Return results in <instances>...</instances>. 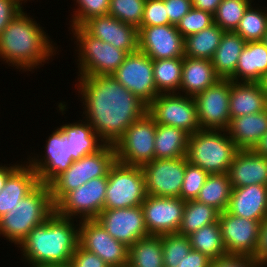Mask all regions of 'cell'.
<instances>
[{
	"label": "cell",
	"instance_id": "6da1fadb",
	"mask_svg": "<svg viewBox=\"0 0 267 267\" xmlns=\"http://www.w3.org/2000/svg\"><path fill=\"white\" fill-rule=\"evenodd\" d=\"M75 85L83 115L101 139L114 145L125 130L141 118L148 106L113 75L77 77Z\"/></svg>",
	"mask_w": 267,
	"mask_h": 267
},
{
	"label": "cell",
	"instance_id": "7a4b0ae2",
	"mask_svg": "<svg viewBox=\"0 0 267 267\" xmlns=\"http://www.w3.org/2000/svg\"><path fill=\"white\" fill-rule=\"evenodd\" d=\"M77 219L59 216L54 212L44 223L34 227L16 247L28 267L69 264L79 245Z\"/></svg>",
	"mask_w": 267,
	"mask_h": 267
},
{
	"label": "cell",
	"instance_id": "3957f363",
	"mask_svg": "<svg viewBox=\"0 0 267 267\" xmlns=\"http://www.w3.org/2000/svg\"><path fill=\"white\" fill-rule=\"evenodd\" d=\"M51 40L44 27L23 9L0 35L1 61L19 71H34L56 55L57 44Z\"/></svg>",
	"mask_w": 267,
	"mask_h": 267
},
{
	"label": "cell",
	"instance_id": "277c9868",
	"mask_svg": "<svg viewBox=\"0 0 267 267\" xmlns=\"http://www.w3.org/2000/svg\"><path fill=\"white\" fill-rule=\"evenodd\" d=\"M54 212L50 186L39 183L0 218V236L18 246L34 227L44 223Z\"/></svg>",
	"mask_w": 267,
	"mask_h": 267
},
{
	"label": "cell",
	"instance_id": "5b68a950",
	"mask_svg": "<svg viewBox=\"0 0 267 267\" xmlns=\"http://www.w3.org/2000/svg\"><path fill=\"white\" fill-rule=\"evenodd\" d=\"M239 151L226 130H198L189 135L186 158L208 174L228 173Z\"/></svg>",
	"mask_w": 267,
	"mask_h": 267
},
{
	"label": "cell",
	"instance_id": "8992f818",
	"mask_svg": "<svg viewBox=\"0 0 267 267\" xmlns=\"http://www.w3.org/2000/svg\"><path fill=\"white\" fill-rule=\"evenodd\" d=\"M76 40L78 76L112 75L123 63L128 52L91 36L82 26L69 27ZM80 73V74H79Z\"/></svg>",
	"mask_w": 267,
	"mask_h": 267
},
{
	"label": "cell",
	"instance_id": "52a82bcc",
	"mask_svg": "<svg viewBox=\"0 0 267 267\" xmlns=\"http://www.w3.org/2000/svg\"><path fill=\"white\" fill-rule=\"evenodd\" d=\"M115 162V147L110 144H106L94 154L74 161L68 170L62 172L49 184L53 205L55 206L68 192L78 189L86 182L94 178L106 177Z\"/></svg>",
	"mask_w": 267,
	"mask_h": 267
},
{
	"label": "cell",
	"instance_id": "ba28073f",
	"mask_svg": "<svg viewBox=\"0 0 267 267\" xmlns=\"http://www.w3.org/2000/svg\"><path fill=\"white\" fill-rule=\"evenodd\" d=\"M104 210L140 206L147 194L142 167L116 161L107 175Z\"/></svg>",
	"mask_w": 267,
	"mask_h": 267
},
{
	"label": "cell",
	"instance_id": "9c48e42d",
	"mask_svg": "<svg viewBox=\"0 0 267 267\" xmlns=\"http://www.w3.org/2000/svg\"><path fill=\"white\" fill-rule=\"evenodd\" d=\"M156 126L157 123L148 112L133 122L114 144L116 161L142 167L154 160Z\"/></svg>",
	"mask_w": 267,
	"mask_h": 267
},
{
	"label": "cell",
	"instance_id": "30bf717a",
	"mask_svg": "<svg viewBox=\"0 0 267 267\" xmlns=\"http://www.w3.org/2000/svg\"><path fill=\"white\" fill-rule=\"evenodd\" d=\"M147 112L157 124L180 128L189 135L200 130L194 97L180 93L159 94Z\"/></svg>",
	"mask_w": 267,
	"mask_h": 267
},
{
	"label": "cell",
	"instance_id": "8fae6325",
	"mask_svg": "<svg viewBox=\"0 0 267 267\" xmlns=\"http://www.w3.org/2000/svg\"><path fill=\"white\" fill-rule=\"evenodd\" d=\"M107 184V176L86 182L78 189L68 192L55 205V212L66 218L95 219L104 210Z\"/></svg>",
	"mask_w": 267,
	"mask_h": 267
},
{
	"label": "cell",
	"instance_id": "7c38bea8",
	"mask_svg": "<svg viewBox=\"0 0 267 267\" xmlns=\"http://www.w3.org/2000/svg\"><path fill=\"white\" fill-rule=\"evenodd\" d=\"M112 75L147 106L160 94L154 80L153 60L139 50L129 53Z\"/></svg>",
	"mask_w": 267,
	"mask_h": 267
},
{
	"label": "cell",
	"instance_id": "4fadbf2b",
	"mask_svg": "<svg viewBox=\"0 0 267 267\" xmlns=\"http://www.w3.org/2000/svg\"><path fill=\"white\" fill-rule=\"evenodd\" d=\"M45 144L44 156H29L28 161L24 162L34 169L39 183L49 185L58 175L68 170L74 160L67 134L60 127L52 131Z\"/></svg>",
	"mask_w": 267,
	"mask_h": 267
},
{
	"label": "cell",
	"instance_id": "5bb4252c",
	"mask_svg": "<svg viewBox=\"0 0 267 267\" xmlns=\"http://www.w3.org/2000/svg\"><path fill=\"white\" fill-rule=\"evenodd\" d=\"M146 194L157 197H179L186 170V156L154 159L142 166Z\"/></svg>",
	"mask_w": 267,
	"mask_h": 267
},
{
	"label": "cell",
	"instance_id": "9a60e30c",
	"mask_svg": "<svg viewBox=\"0 0 267 267\" xmlns=\"http://www.w3.org/2000/svg\"><path fill=\"white\" fill-rule=\"evenodd\" d=\"M202 130H226L230 122V79H220L194 96Z\"/></svg>",
	"mask_w": 267,
	"mask_h": 267
},
{
	"label": "cell",
	"instance_id": "2e32d148",
	"mask_svg": "<svg viewBox=\"0 0 267 267\" xmlns=\"http://www.w3.org/2000/svg\"><path fill=\"white\" fill-rule=\"evenodd\" d=\"M79 245L98 255L109 267L128 264L129 247L112 238L96 219L79 220Z\"/></svg>",
	"mask_w": 267,
	"mask_h": 267
},
{
	"label": "cell",
	"instance_id": "e0dca14e",
	"mask_svg": "<svg viewBox=\"0 0 267 267\" xmlns=\"http://www.w3.org/2000/svg\"><path fill=\"white\" fill-rule=\"evenodd\" d=\"M185 203L179 197L147 195L141 207L149 235L178 233Z\"/></svg>",
	"mask_w": 267,
	"mask_h": 267
},
{
	"label": "cell",
	"instance_id": "ac0fdd59",
	"mask_svg": "<svg viewBox=\"0 0 267 267\" xmlns=\"http://www.w3.org/2000/svg\"><path fill=\"white\" fill-rule=\"evenodd\" d=\"M109 235L127 247L137 240L150 236L140 206L101 211L95 218Z\"/></svg>",
	"mask_w": 267,
	"mask_h": 267
},
{
	"label": "cell",
	"instance_id": "d6986e66",
	"mask_svg": "<svg viewBox=\"0 0 267 267\" xmlns=\"http://www.w3.org/2000/svg\"><path fill=\"white\" fill-rule=\"evenodd\" d=\"M138 50L152 60L184 57V38L172 24L138 27Z\"/></svg>",
	"mask_w": 267,
	"mask_h": 267
},
{
	"label": "cell",
	"instance_id": "ffe728a7",
	"mask_svg": "<svg viewBox=\"0 0 267 267\" xmlns=\"http://www.w3.org/2000/svg\"><path fill=\"white\" fill-rule=\"evenodd\" d=\"M222 240L228 254L253 256L257 245L260 222L230 214H219Z\"/></svg>",
	"mask_w": 267,
	"mask_h": 267
},
{
	"label": "cell",
	"instance_id": "44dd1931",
	"mask_svg": "<svg viewBox=\"0 0 267 267\" xmlns=\"http://www.w3.org/2000/svg\"><path fill=\"white\" fill-rule=\"evenodd\" d=\"M82 27L93 37L99 38L128 53L138 51V28L112 17L102 15L89 19Z\"/></svg>",
	"mask_w": 267,
	"mask_h": 267
},
{
	"label": "cell",
	"instance_id": "7402d4cb",
	"mask_svg": "<svg viewBox=\"0 0 267 267\" xmlns=\"http://www.w3.org/2000/svg\"><path fill=\"white\" fill-rule=\"evenodd\" d=\"M226 211L261 223L267 217V186L254 184L232 188Z\"/></svg>",
	"mask_w": 267,
	"mask_h": 267
},
{
	"label": "cell",
	"instance_id": "603a6c76",
	"mask_svg": "<svg viewBox=\"0 0 267 267\" xmlns=\"http://www.w3.org/2000/svg\"><path fill=\"white\" fill-rule=\"evenodd\" d=\"M228 174L232 188L254 184L267 186V157L258 155L253 150H239Z\"/></svg>",
	"mask_w": 267,
	"mask_h": 267
},
{
	"label": "cell",
	"instance_id": "cb8c5ba5",
	"mask_svg": "<svg viewBox=\"0 0 267 267\" xmlns=\"http://www.w3.org/2000/svg\"><path fill=\"white\" fill-rule=\"evenodd\" d=\"M267 109V97L259 82L230 80V119Z\"/></svg>",
	"mask_w": 267,
	"mask_h": 267
},
{
	"label": "cell",
	"instance_id": "d4e9b609",
	"mask_svg": "<svg viewBox=\"0 0 267 267\" xmlns=\"http://www.w3.org/2000/svg\"><path fill=\"white\" fill-rule=\"evenodd\" d=\"M226 131L239 150H253L267 133V109L230 119Z\"/></svg>",
	"mask_w": 267,
	"mask_h": 267
},
{
	"label": "cell",
	"instance_id": "484cf974",
	"mask_svg": "<svg viewBox=\"0 0 267 267\" xmlns=\"http://www.w3.org/2000/svg\"><path fill=\"white\" fill-rule=\"evenodd\" d=\"M21 165L7 178L0 192V218L28 195L38 184V176L27 163ZM25 165H24V164Z\"/></svg>",
	"mask_w": 267,
	"mask_h": 267
},
{
	"label": "cell",
	"instance_id": "4316f807",
	"mask_svg": "<svg viewBox=\"0 0 267 267\" xmlns=\"http://www.w3.org/2000/svg\"><path fill=\"white\" fill-rule=\"evenodd\" d=\"M218 80L220 78L216 75L211 60L183 57L180 94L194 97Z\"/></svg>",
	"mask_w": 267,
	"mask_h": 267
},
{
	"label": "cell",
	"instance_id": "83f0119b",
	"mask_svg": "<svg viewBox=\"0 0 267 267\" xmlns=\"http://www.w3.org/2000/svg\"><path fill=\"white\" fill-rule=\"evenodd\" d=\"M267 74V46L262 41L247 42L240 54L234 75L236 82H260Z\"/></svg>",
	"mask_w": 267,
	"mask_h": 267
},
{
	"label": "cell",
	"instance_id": "f1b7e54d",
	"mask_svg": "<svg viewBox=\"0 0 267 267\" xmlns=\"http://www.w3.org/2000/svg\"><path fill=\"white\" fill-rule=\"evenodd\" d=\"M60 128L67 134L68 143L71 148V156L74 161L84 156L94 154L106 145L84 118L75 123L63 124Z\"/></svg>",
	"mask_w": 267,
	"mask_h": 267
},
{
	"label": "cell",
	"instance_id": "f546056e",
	"mask_svg": "<svg viewBox=\"0 0 267 267\" xmlns=\"http://www.w3.org/2000/svg\"><path fill=\"white\" fill-rule=\"evenodd\" d=\"M246 41L234 31L225 32L211 61L220 79H230L236 70Z\"/></svg>",
	"mask_w": 267,
	"mask_h": 267
},
{
	"label": "cell",
	"instance_id": "4dcf8cb0",
	"mask_svg": "<svg viewBox=\"0 0 267 267\" xmlns=\"http://www.w3.org/2000/svg\"><path fill=\"white\" fill-rule=\"evenodd\" d=\"M189 134L180 128L157 124L155 159H173L186 156Z\"/></svg>",
	"mask_w": 267,
	"mask_h": 267
},
{
	"label": "cell",
	"instance_id": "1f68e13d",
	"mask_svg": "<svg viewBox=\"0 0 267 267\" xmlns=\"http://www.w3.org/2000/svg\"><path fill=\"white\" fill-rule=\"evenodd\" d=\"M225 33L215 23L202 31L184 38V56L211 60Z\"/></svg>",
	"mask_w": 267,
	"mask_h": 267
},
{
	"label": "cell",
	"instance_id": "d6a6232c",
	"mask_svg": "<svg viewBox=\"0 0 267 267\" xmlns=\"http://www.w3.org/2000/svg\"><path fill=\"white\" fill-rule=\"evenodd\" d=\"M130 267H164L161 235L137 240L128 250Z\"/></svg>",
	"mask_w": 267,
	"mask_h": 267
},
{
	"label": "cell",
	"instance_id": "836d02e7",
	"mask_svg": "<svg viewBox=\"0 0 267 267\" xmlns=\"http://www.w3.org/2000/svg\"><path fill=\"white\" fill-rule=\"evenodd\" d=\"M232 192L228 173L209 174L196 200L217 209L226 211Z\"/></svg>",
	"mask_w": 267,
	"mask_h": 267
},
{
	"label": "cell",
	"instance_id": "e575fe53",
	"mask_svg": "<svg viewBox=\"0 0 267 267\" xmlns=\"http://www.w3.org/2000/svg\"><path fill=\"white\" fill-rule=\"evenodd\" d=\"M220 212L197 200L186 201L178 233L189 236L200 228L218 221Z\"/></svg>",
	"mask_w": 267,
	"mask_h": 267
},
{
	"label": "cell",
	"instance_id": "d590c367",
	"mask_svg": "<svg viewBox=\"0 0 267 267\" xmlns=\"http://www.w3.org/2000/svg\"><path fill=\"white\" fill-rule=\"evenodd\" d=\"M183 57L153 60V74L157 91L179 93L182 80Z\"/></svg>",
	"mask_w": 267,
	"mask_h": 267
},
{
	"label": "cell",
	"instance_id": "8d00e7d4",
	"mask_svg": "<svg viewBox=\"0 0 267 267\" xmlns=\"http://www.w3.org/2000/svg\"><path fill=\"white\" fill-rule=\"evenodd\" d=\"M188 237L192 249L207 255L210 259L227 254L218 221L200 228Z\"/></svg>",
	"mask_w": 267,
	"mask_h": 267
},
{
	"label": "cell",
	"instance_id": "74e56055",
	"mask_svg": "<svg viewBox=\"0 0 267 267\" xmlns=\"http://www.w3.org/2000/svg\"><path fill=\"white\" fill-rule=\"evenodd\" d=\"M251 4L245 11L235 33H238L246 42L262 41L267 31V7L258 8Z\"/></svg>",
	"mask_w": 267,
	"mask_h": 267
},
{
	"label": "cell",
	"instance_id": "f35d334b",
	"mask_svg": "<svg viewBox=\"0 0 267 267\" xmlns=\"http://www.w3.org/2000/svg\"><path fill=\"white\" fill-rule=\"evenodd\" d=\"M251 4L250 0H222L213 14L214 23L225 32L235 31Z\"/></svg>",
	"mask_w": 267,
	"mask_h": 267
},
{
	"label": "cell",
	"instance_id": "ab89813d",
	"mask_svg": "<svg viewBox=\"0 0 267 267\" xmlns=\"http://www.w3.org/2000/svg\"><path fill=\"white\" fill-rule=\"evenodd\" d=\"M164 267H178L190 250V239L179 233L161 235Z\"/></svg>",
	"mask_w": 267,
	"mask_h": 267
},
{
	"label": "cell",
	"instance_id": "60d3db41",
	"mask_svg": "<svg viewBox=\"0 0 267 267\" xmlns=\"http://www.w3.org/2000/svg\"><path fill=\"white\" fill-rule=\"evenodd\" d=\"M145 0H110L108 15L138 28L141 25Z\"/></svg>",
	"mask_w": 267,
	"mask_h": 267
},
{
	"label": "cell",
	"instance_id": "b9f144b4",
	"mask_svg": "<svg viewBox=\"0 0 267 267\" xmlns=\"http://www.w3.org/2000/svg\"><path fill=\"white\" fill-rule=\"evenodd\" d=\"M76 6L70 21V27L82 26L91 18L107 15L109 11L110 0H74Z\"/></svg>",
	"mask_w": 267,
	"mask_h": 267
},
{
	"label": "cell",
	"instance_id": "7bdbcfd3",
	"mask_svg": "<svg viewBox=\"0 0 267 267\" xmlns=\"http://www.w3.org/2000/svg\"><path fill=\"white\" fill-rule=\"evenodd\" d=\"M208 176L209 174L206 171L199 166L190 164L186 158V170L180 191V198L183 201L196 200Z\"/></svg>",
	"mask_w": 267,
	"mask_h": 267
},
{
	"label": "cell",
	"instance_id": "ee69618b",
	"mask_svg": "<svg viewBox=\"0 0 267 267\" xmlns=\"http://www.w3.org/2000/svg\"><path fill=\"white\" fill-rule=\"evenodd\" d=\"M214 24L213 14L192 8L176 25L183 38L198 33Z\"/></svg>",
	"mask_w": 267,
	"mask_h": 267
},
{
	"label": "cell",
	"instance_id": "f6af8a7d",
	"mask_svg": "<svg viewBox=\"0 0 267 267\" xmlns=\"http://www.w3.org/2000/svg\"><path fill=\"white\" fill-rule=\"evenodd\" d=\"M169 18L163 0H145L144 12L139 27L168 25Z\"/></svg>",
	"mask_w": 267,
	"mask_h": 267
},
{
	"label": "cell",
	"instance_id": "bcb514c9",
	"mask_svg": "<svg viewBox=\"0 0 267 267\" xmlns=\"http://www.w3.org/2000/svg\"><path fill=\"white\" fill-rule=\"evenodd\" d=\"M210 267H262L257 260L248 255L226 254L211 260Z\"/></svg>",
	"mask_w": 267,
	"mask_h": 267
},
{
	"label": "cell",
	"instance_id": "7dc6e473",
	"mask_svg": "<svg viewBox=\"0 0 267 267\" xmlns=\"http://www.w3.org/2000/svg\"><path fill=\"white\" fill-rule=\"evenodd\" d=\"M69 264L71 267H109L98 255L85 250L80 245L74 251Z\"/></svg>",
	"mask_w": 267,
	"mask_h": 267
},
{
	"label": "cell",
	"instance_id": "c3c4849f",
	"mask_svg": "<svg viewBox=\"0 0 267 267\" xmlns=\"http://www.w3.org/2000/svg\"><path fill=\"white\" fill-rule=\"evenodd\" d=\"M23 0H0V35L8 24L23 10Z\"/></svg>",
	"mask_w": 267,
	"mask_h": 267
},
{
	"label": "cell",
	"instance_id": "681fc988",
	"mask_svg": "<svg viewBox=\"0 0 267 267\" xmlns=\"http://www.w3.org/2000/svg\"><path fill=\"white\" fill-rule=\"evenodd\" d=\"M169 22L177 25L178 22L193 8L192 0H163Z\"/></svg>",
	"mask_w": 267,
	"mask_h": 267
},
{
	"label": "cell",
	"instance_id": "f907efd6",
	"mask_svg": "<svg viewBox=\"0 0 267 267\" xmlns=\"http://www.w3.org/2000/svg\"><path fill=\"white\" fill-rule=\"evenodd\" d=\"M252 257L262 267L267 266V217L260 223L257 245Z\"/></svg>",
	"mask_w": 267,
	"mask_h": 267
},
{
	"label": "cell",
	"instance_id": "816d5d0a",
	"mask_svg": "<svg viewBox=\"0 0 267 267\" xmlns=\"http://www.w3.org/2000/svg\"><path fill=\"white\" fill-rule=\"evenodd\" d=\"M211 260L207 255L199 251L191 249L190 252L183 257L178 267H210Z\"/></svg>",
	"mask_w": 267,
	"mask_h": 267
},
{
	"label": "cell",
	"instance_id": "f5cc1de1",
	"mask_svg": "<svg viewBox=\"0 0 267 267\" xmlns=\"http://www.w3.org/2000/svg\"><path fill=\"white\" fill-rule=\"evenodd\" d=\"M222 0H192V7L214 14Z\"/></svg>",
	"mask_w": 267,
	"mask_h": 267
},
{
	"label": "cell",
	"instance_id": "db71d44e",
	"mask_svg": "<svg viewBox=\"0 0 267 267\" xmlns=\"http://www.w3.org/2000/svg\"><path fill=\"white\" fill-rule=\"evenodd\" d=\"M7 165V166H6ZM21 164L15 163V164H0V192L4 188V185L6 183L7 178L20 166ZM9 166V167H8Z\"/></svg>",
	"mask_w": 267,
	"mask_h": 267
},
{
	"label": "cell",
	"instance_id": "11a10c76",
	"mask_svg": "<svg viewBox=\"0 0 267 267\" xmlns=\"http://www.w3.org/2000/svg\"><path fill=\"white\" fill-rule=\"evenodd\" d=\"M253 151L258 155L267 157V133L261 137Z\"/></svg>",
	"mask_w": 267,
	"mask_h": 267
},
{
	"label": "cell",
	"instance_id": "9f6ffc18",
	"mask_svg": "<svg viewBox=\"0 0 267 267\" xmlns=\"http://www.w3.org/2000/svg\"><path fill=\"white\" fill-rule=\"evenodd\" d=\"M259 83L261 84L263 92L267 97V74L261 79Z\"/></svg>",
	"mask_w": 267,
	"mask_h": 267
},
{
	"label": "cell",
	"instance_id": "6f0895ef",
	"mask_svg": "<svg viewBox=\"0 0 267 267\" xmlns=\"http://www.w3.org/2000/svg\"><path fill=\"white\" fill-rule=\"evenodd\" d=\"M45 267H71V265L65 264V265H52V266H45Z\"/></svg>",
	"mask_w": 267,
	"mask_h": 267
},
{
	"label": "cell",
	"instance_id": "680465c9",
	"mask_svg": "<svg viewBox=\"0 0 267 267\" xmlns=\"http://www.w3.org/2000/svg\"><path fill=\"white\" fill-rule=\"evenodd\" d=\"M262 42L267 46V31H266V33L264 35V38H263Z\"/></svg>",
	"mask_w": 267,
	"mask_h": 267
},
{
	"label": "cell",
	"instance_id": "91938a15",
	"mask_svg": "<svg viewBox=\"0 0 267 267\" xmlns=\"http://www.w3.org/2000/svg\"><path fill=\"white\" fill-rule=\"evenodd\" d=\"M119 267H130V266L127 264V265H124V266H119Z\"/></svg>",
	"mask_w": 267,
	"mask_h": 267
}]
</instances>
